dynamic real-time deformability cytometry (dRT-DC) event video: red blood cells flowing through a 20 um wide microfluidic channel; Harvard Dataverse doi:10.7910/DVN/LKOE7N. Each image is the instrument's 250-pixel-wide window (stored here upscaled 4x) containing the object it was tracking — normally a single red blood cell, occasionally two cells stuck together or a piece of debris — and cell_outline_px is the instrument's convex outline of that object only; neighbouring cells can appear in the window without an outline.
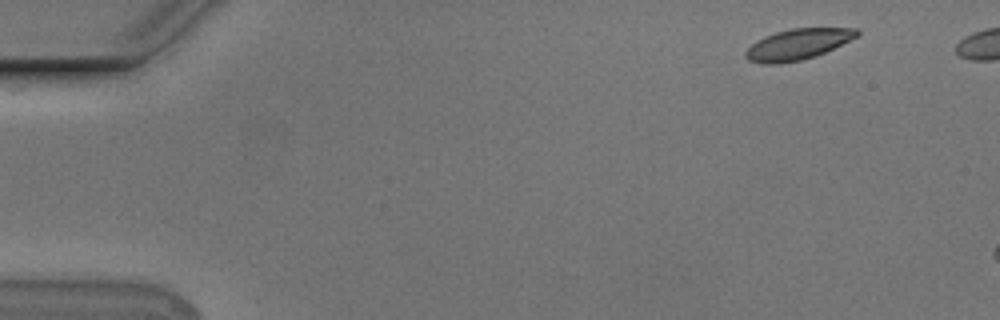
{"species": "Egyptian fruit bat (a non-hibernating species)", "species_latin": "Rousettus aegyptiacus", "temperature_condition": "cold", "stored_images_in_passage": 11, "camera_frame_rate_fps": 3000, "um_per_image_px": 0.085, "animal": {"sex": "male"}, "frame": {"image": 1, "passage_image": 1, "time_ms": 0.0, "image_size_px": [1000, 320], "cell_outline_px": [[860, 32], [856, 36], [816, 56], [800, 60], [776, 64], [764, 64], [748, 60], [744, 56], [744, 52], [756, 40], [764, 36], [776, 32], [792, 28], [856, 28]], "centroid_in_image_um": [67.74, 3.77], "position_along_channel_um": 17.3, "area_um2": 19.71}}